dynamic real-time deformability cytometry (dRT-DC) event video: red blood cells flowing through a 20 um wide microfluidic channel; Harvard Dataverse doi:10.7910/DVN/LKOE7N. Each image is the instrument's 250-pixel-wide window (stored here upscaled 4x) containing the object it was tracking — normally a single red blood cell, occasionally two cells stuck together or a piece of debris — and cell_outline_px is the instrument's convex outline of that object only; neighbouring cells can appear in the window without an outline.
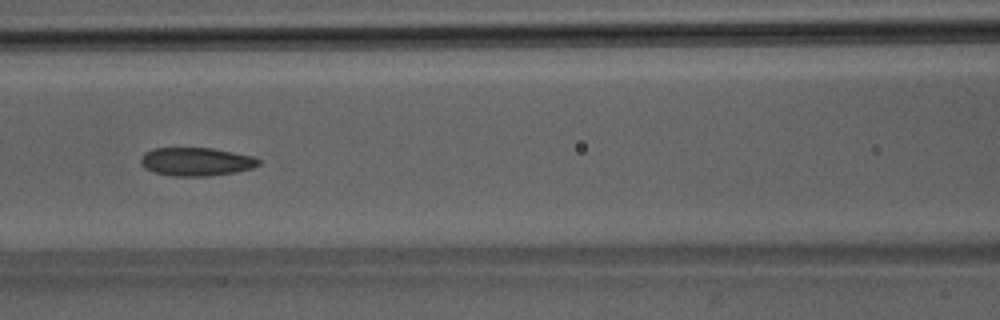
{"species": "Egyptian fruit bat (a non-hibernating species)", "species_latin": "Rousettus aegyptiacus", "temperature_condition": "room temperature", "stored_images_in_passage": 39, "segment_of_instrument_passage": [1, 2], "camera_frame_rate_fps": 3000, "um_per_image_px": 0.085, "animal": {"sex": "male"}, "frame": {"image": 1, "passage_image": 10, "time_ms": 3.0, "image_size_px": [1000, 320], "cell_outline_px": [[260, 164], [252, 168], [236, 172], [208, 176], [172, 176], [152, 172], [144, 168], [140, 164], [140, 156], [144, 152], [152, 148], [212, 148], [252, 156], [260, 160]], "centroid_in_image_um": [16.62, 13.74], "position_along_channel_um": 150.0, "area_um2": 19.65}}
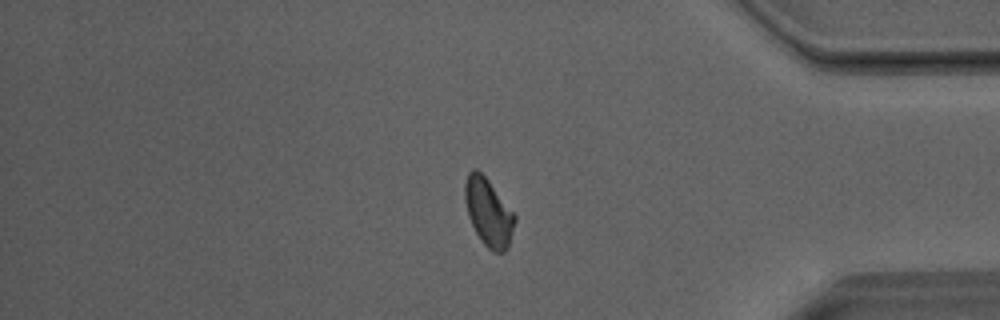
{"frame": {"image": 2, "passage_image": 30, "time_ms": 9.667, "image_size_px": [1000, 320], "cell_outline_px": [[516, 220], [508, 248], [504, 252], [492, 252], [480, 240], [468, 216], [464, 200], [464, 184], [468, 172], [472, 168], [476, 168], [488, 180], [516, 216]], "centroid_in_image_um": [41.5, 18.05], "position_along_channel_um": 393.7, "area_um2": 19.65}}
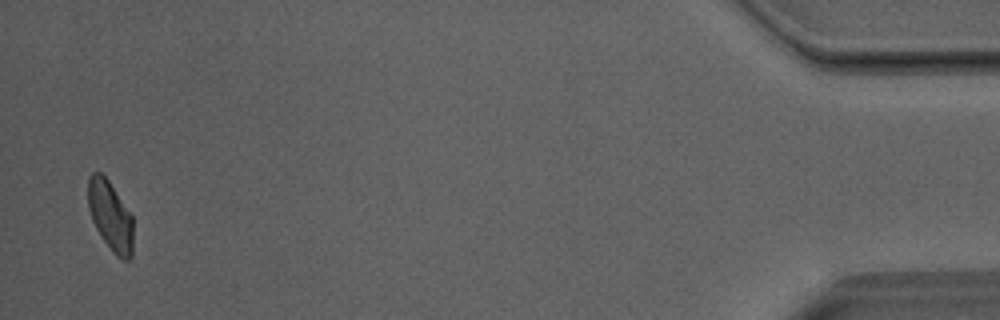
{"frame": {"image": 3, "passage_image": 37, "time_ms": 12.0, "image_size_px": [1000, 320], "cell_outline_px": [[132, 256], [128, 260], [124, 260], [116, 256], [112, 252], [96, 228], [92, 220], [88, 208], [88, 176], [92, 172], [100, 172], [108, 180], [132, 216]], "centroid_in_image_um": [9.36, 18.35], "position_along_channel_um": 425.8, "area_um2": 18.15}}